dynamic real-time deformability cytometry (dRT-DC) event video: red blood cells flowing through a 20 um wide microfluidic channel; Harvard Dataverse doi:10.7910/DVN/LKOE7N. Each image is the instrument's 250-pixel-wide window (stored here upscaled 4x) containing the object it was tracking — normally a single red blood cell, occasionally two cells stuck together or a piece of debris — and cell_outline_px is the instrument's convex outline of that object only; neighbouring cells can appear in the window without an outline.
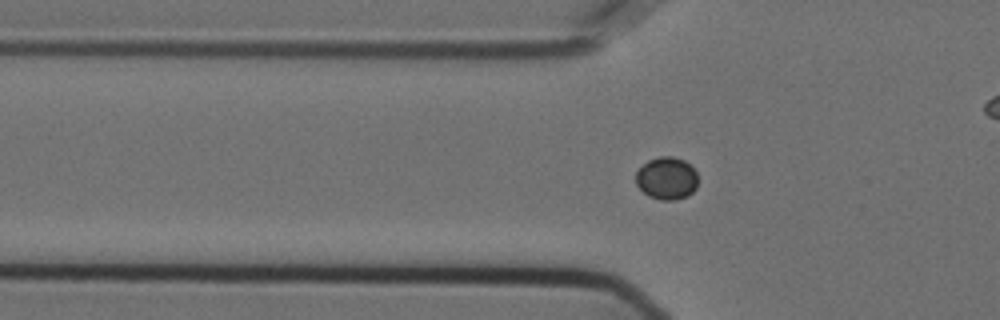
{"species": "Egyptian fruit bat (a non-hibernating species)", "species_latin": "Rousettus aegyptiacus", "temperature_condition": "cold", "stored_images_in_passage": 59, "camera_frame_rate_fps": 3000, "um_per_image_px": 0.085, "animal": {"sex": "female"}, "frame": {"image": 1, "passage_image": 20, "time_ms": 6.333, "image_size_px": [1000, 320], "cell_outline_px": [[696, 188], [688, 196], [672, 200], [660, 200], [648, 196], [636, 184], [636, 172], [648, 160], [660, 156], [672, 156], [684, 160], [696, 172]], "centroid_in_image_um": [56.66, 15.16], "position_along_channel_um": 69.1, "area_um2": 15.26}}
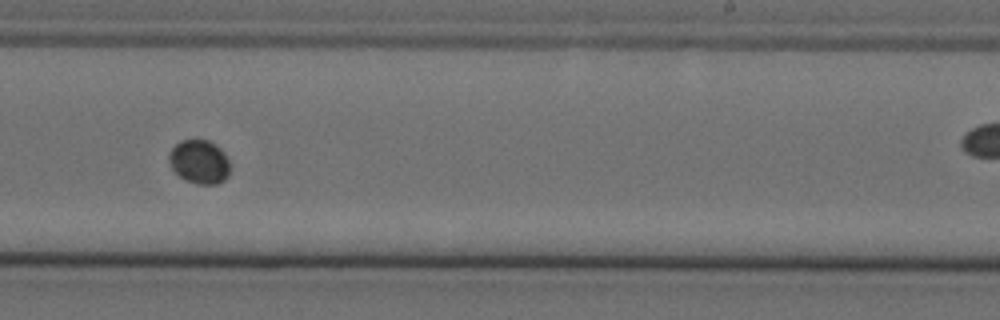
{"frame": {"image": 2, "passage_image": 37, "time_ms": 12.0, "image_size_px": [1000, 320], "cell_outline_px": [[228, 176], [224, 180], [216, 184], [196, 184], [184, 180], [172, 168], [168, 160], [168, 152], [180, 140], [208, 140], [216, 144], [224, 152], [228, 160]], "centroid_in_image_um": [16.92, 13.75], "position_along_channel_um": 272.1, "area_um2": 15.61}}
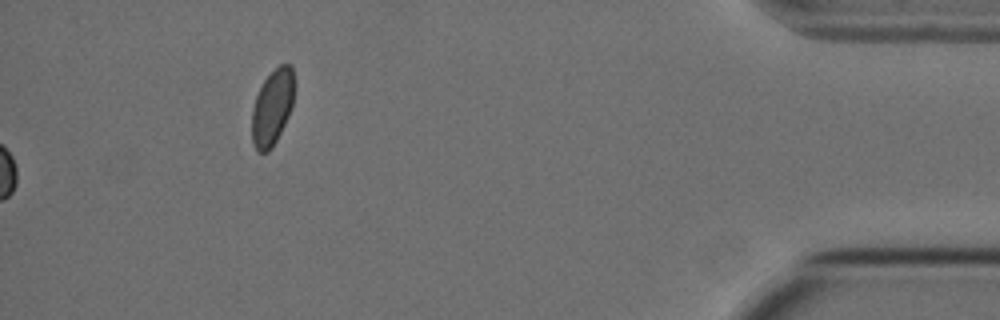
{"frame": {"image": 3, "passage_image": 59, "time_ms": 19.333, "image_size_px": [1000, 320], "cell_outline_px": [[292, 104], [288, 116], [272, 148], [268, 152], [256, 152], [252, 140], [252, 108], [256, 96], [264, 80], [280, 64], [292, 64]], "centroid_in_image_um": [23.11, 9.16], "position_along_channel_um": 412.1, "area_um2": 18.26}}